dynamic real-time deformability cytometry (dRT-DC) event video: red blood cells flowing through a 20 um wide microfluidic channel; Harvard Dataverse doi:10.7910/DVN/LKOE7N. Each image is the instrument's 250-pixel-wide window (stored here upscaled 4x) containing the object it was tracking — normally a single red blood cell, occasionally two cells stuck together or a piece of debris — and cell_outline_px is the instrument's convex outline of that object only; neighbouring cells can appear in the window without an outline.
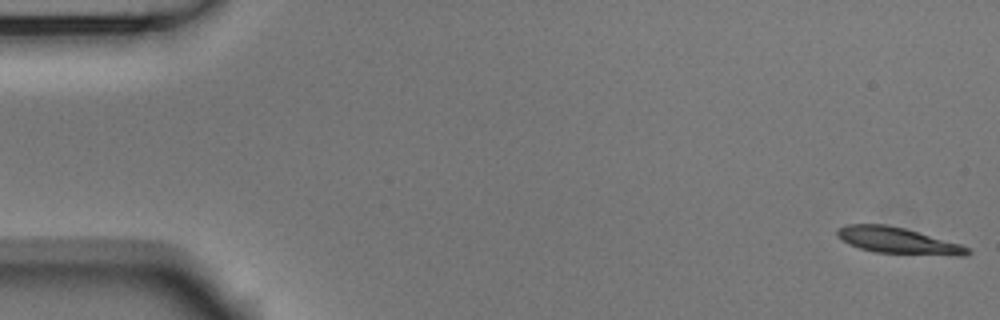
{"species": "Egyptian fruit bat (a non-hibernating species)", "species_latin": "Rousettus aegyptiacus", "temperature_condition": "room temperature", "stored_images_in_passage": 53, "camera_frame_rate_fps": 3000, "um_per_image_px": 0.085, "animal": {"sex": "male"}, "frame": {"image": 1, "passage_image": 1, "time_ms": 0.0, "image_size_px": [1000, 320], "cell_outline_px": [[972, 252], [968, 256], [956, 256], [872, 252], [848, 244], [836, 232], [836, 228], [848, 224], [884, 224], [904, 228], [960, 244], [968, 248]], "centroid_in_image_um": [76.34, 20.46], "position_along_channel_um": 8.7, "area_um2": 19.88}}
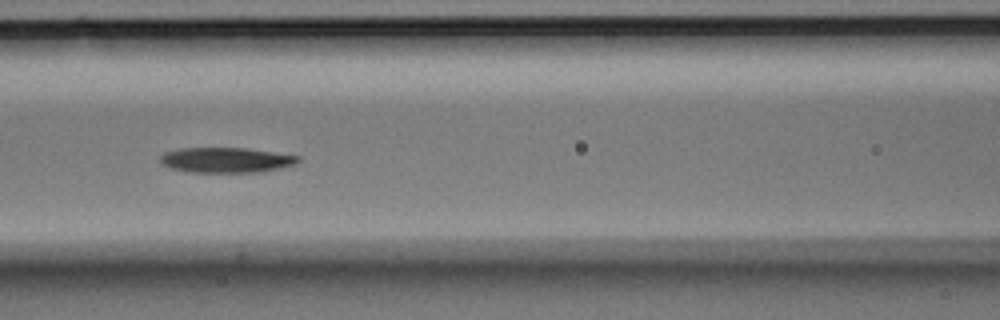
{"frame": {"image": 2, "passage_image": 23, "time_ms": 7.333, "image_size_px": [1000, 320], "cell_outline_px": [[300, 160], [296, 164], [264, 172], [184, 172], [168, 168], [160, 164], [160, 156], [164, 152], [180, 148], [244, 148], [300, 156]], "centroid_in_image_um": [19.17, 13.61], "position_along_channel_um": 147.4, "area_um2": 20.46}}
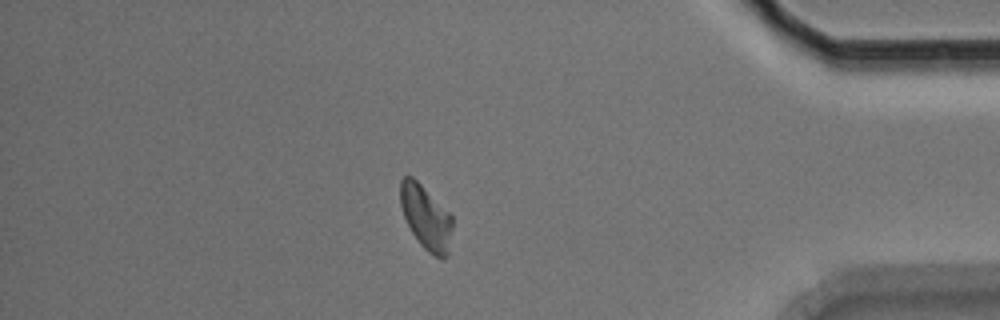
{"frame": {"image": 3, "passage_image": 46, "time_ms": 15.0, "image_size_px": [1000, 320], "cell_outline_px": [[452, 228], [448, 256], [444, 260], [428, 252], [420, 244], [412, 232], [404, 216], [400, 204], [400, 180], [404, 176], [412, 176], [452, 216]], "centroid_in_image_um": [36.2, 18.5], "position_along_channel_um": 399.0, "area_um2": 19.19}, "authors_computed_cell_mechanics": {"area_um2": 20.1722, "velocity_mm_per_s": 3.753, "shape_relaxation_time_tau1_ms": 6.5322, "shape_relaxation_time_tau2_ms": null, "deformation_change_tau1": 0.1709, "deformation_change_tau2": null}}